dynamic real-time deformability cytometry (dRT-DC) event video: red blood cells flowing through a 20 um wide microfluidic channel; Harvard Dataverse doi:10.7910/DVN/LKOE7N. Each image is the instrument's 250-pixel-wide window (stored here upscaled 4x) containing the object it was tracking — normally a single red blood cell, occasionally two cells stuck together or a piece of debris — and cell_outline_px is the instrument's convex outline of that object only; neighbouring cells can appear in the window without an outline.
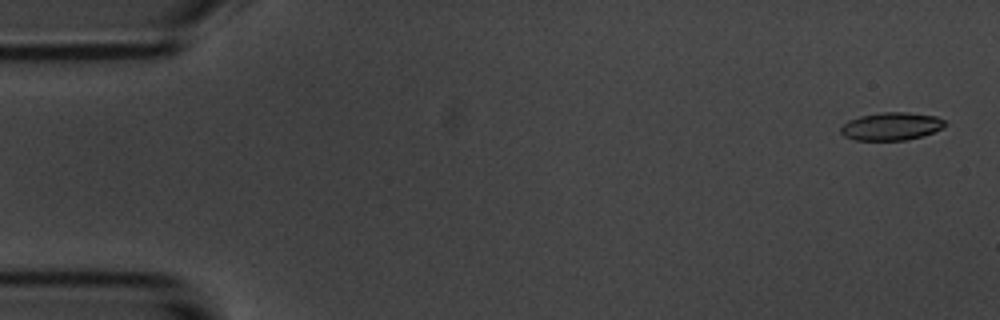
{"species": "common noctule bat (a hibernating species)", "species_latin": "Nyctalus noctula", "temperature_condition": "room temperature", "stored_images_in_passage": 49, "camera_frame_rate_fps": 3000, "um_per_image_px": 0.085, "animal": {"sex": "male", "body_mass_g": 20.1, "forearm_length_mm": 53.5}, "frame": {"image": 1, "passage_image": 2, "time_ms": 0.333, "image_size_px": [1000, 320], "cell_outline_px": [[948, 124], [944, 128], [924, 136], [908, 140], [856, 140], [844, 136], [840, 132], [840, 128], [848, 120], [860, 116], [880, 112], [908, 112], [936, 116], [944, 120]], "centroid_in_image_um": [75.8, 10.74], "position_along_channel_um": 9.2, "area_um2": 17.17}}
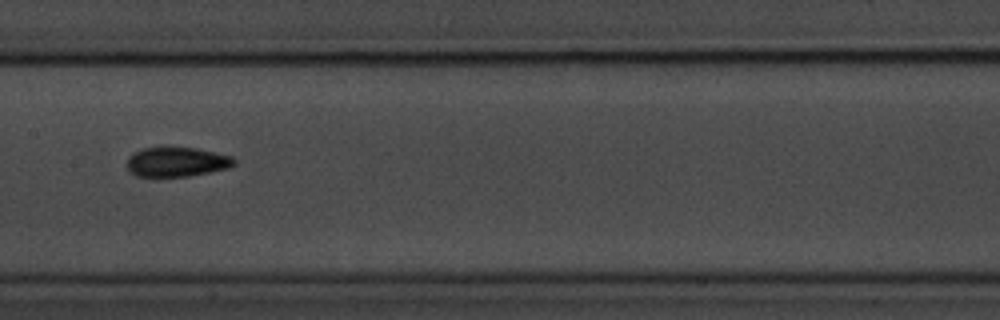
{"frame": {"image": 2, "passage_image": 27, "time_ms": 8.667, "image_size_px": [1000, 320], "cell_outline_px": [[236, 164], [228, 168], [212, 172], [188, 176], [136, 176], [128, 168], [128, 156], [140, 148], [160, 144], [196, 148], [216, 152], [232, 156], [236, 160]], "centroid_in_image_um": [15.02, 13.71], "position_along_channel_um": 192.4, "area_um2": 19.19}}
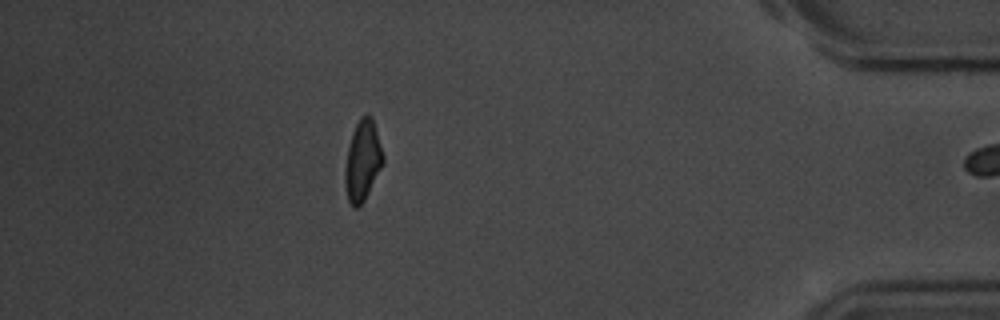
{"frame": {"image": 3, "passage_image": 48, "time_ms": 15.667, "image_size_px": [1000, 320], "cell_outline_px": [[384, 164], [364, 200], [356, 208], [352, 208], [348, 200], [344, 184], [344, 168], [348, 148], [352, 132], [360, 116], [364, 112], [368, 112], [372, 116], [384, 156]], "centroid_in_image_um": [30.82, 13.63], "position_along_channel_um": 404.4, "area_um2": 18.15}}